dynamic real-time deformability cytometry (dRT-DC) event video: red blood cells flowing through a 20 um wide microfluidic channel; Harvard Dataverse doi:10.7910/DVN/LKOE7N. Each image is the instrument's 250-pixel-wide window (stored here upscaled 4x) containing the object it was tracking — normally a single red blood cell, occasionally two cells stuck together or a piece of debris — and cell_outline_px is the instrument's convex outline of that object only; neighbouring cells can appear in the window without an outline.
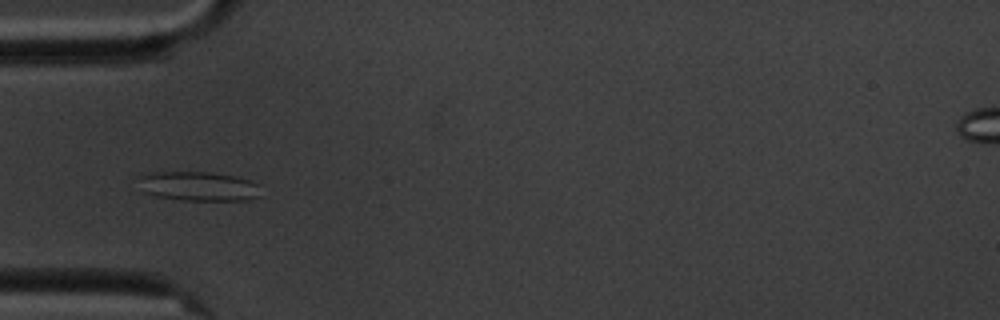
{"species": "common noctule bat (a hibernating species)", "species_latin": "Nyctalus noctula", "temperature_condition": "cold", "stored_images_in_passage": 8, "camera_frame_rate_fps": 3000, "um_per_image_px": 0.085, "animal": {"sex": "male", "body_mass_g": 20.1, "forearm_length_mm": 53.5}, "frame": {"image": 1, "passage_image": 4, "time_ms": 3.333, "image_size_px": [1000, 320], "cell_outline_px": [[260, 196], [248, 200], [184, 200], [156, 196], [144, 192], [140, 176], [140, 172], [212, 172], [252, 180], [260, 184]], "centroid_in_image_um": [16.92, 15.82], "position_along_channel_um": 68.1, "area_um2": 20.98}}
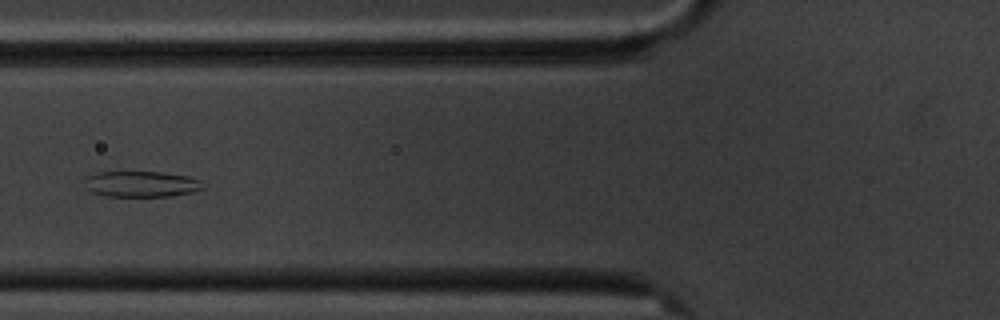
{"frame": {"image": 2, "passage_image": 5, "time_ms": 4.667, "image_size_px": [1000, 320], "cell_outline_px": [[208, 184], [204, 188], [192, 192], [172, 196], [104, 196], [92, 192], [88, 188], [84, 180], [88, 176], [96, 172], [160, 172], [188, 176], [200, 180]], "centroid_in_image_um": [12.07, 15.64], "position_along_channel_um": 113.7, "area_um2": 17.92}}